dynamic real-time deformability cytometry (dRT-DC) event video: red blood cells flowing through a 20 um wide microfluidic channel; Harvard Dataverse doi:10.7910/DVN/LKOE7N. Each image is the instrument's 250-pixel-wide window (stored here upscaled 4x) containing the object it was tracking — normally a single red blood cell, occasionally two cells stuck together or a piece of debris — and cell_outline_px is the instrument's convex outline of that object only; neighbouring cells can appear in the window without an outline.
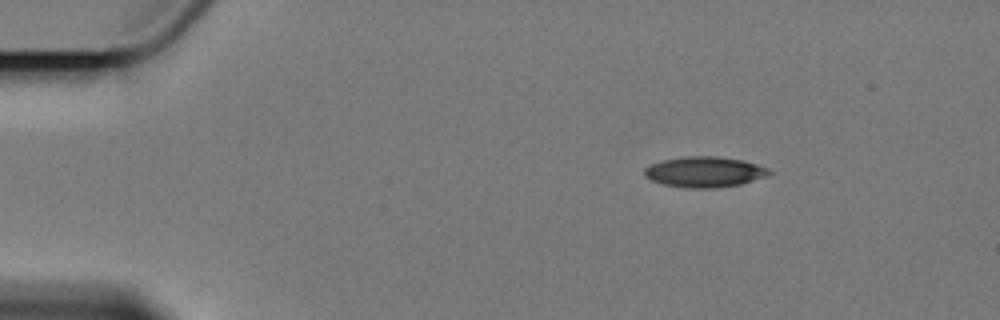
{"species": "Egyptian fruit bat (a non-hibernating species)", "species_latin": "Rousettus aegyptiacus", "temperature_condition": "cold", "stored_images_in_passage": 4, "camera_frame_rate_fps": 3000, "um_per_image_px": 0.085, "animal": {"sex": "female"}, "frame": {"image": 1, "passage_image": 1, "time_ms": 0.0, "image_size_px": [1000, 320], "cell_outline_px": [[772, 172], [768, 176], [740, 184], [712, 188], [688, 188], [664, 184], [652, 180], [644, 176], [644, 168], [652, 164], [664, 160], [684, 156], [716, 156], [744, 160], [768, 168]], "centroid_in_image_um": [59.9, 14.61], "position_along_channel_um": 25.1, "area_um2": 22.14}}
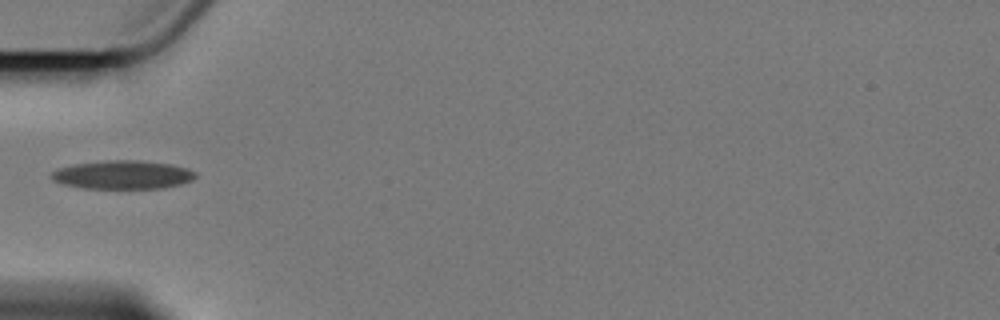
{"frame": {"image": 2, "passage_image": 4, "time_ms": 3.667, "image_size_px": [1000, 320], "cell_outline_px": [[196, 176], [192, 180], [180, 184], [164, 188], [84, 188], [64, 184], [52, 180], [52, 172], [60, 168], [72, 164], [104, 160], [140, 160], [172, 164], [188, 168], [196, 172]], "centroid_in_image_um": [10.46, 14.84], "position_along_channel_um": 74.5, "area_um2": 23.99}}